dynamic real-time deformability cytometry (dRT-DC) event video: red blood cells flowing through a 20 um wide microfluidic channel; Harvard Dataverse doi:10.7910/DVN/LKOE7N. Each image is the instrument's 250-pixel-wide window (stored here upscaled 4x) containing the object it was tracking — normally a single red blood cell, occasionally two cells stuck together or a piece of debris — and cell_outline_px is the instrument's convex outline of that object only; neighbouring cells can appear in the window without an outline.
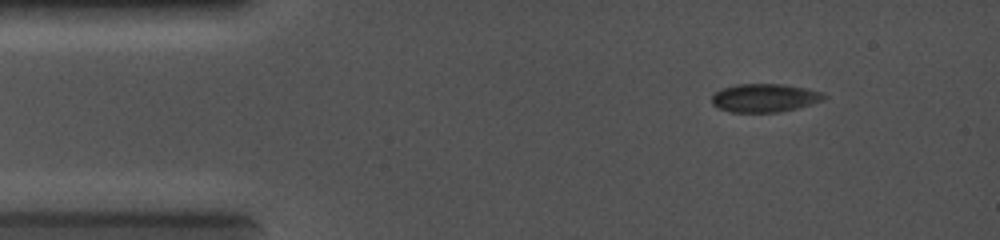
{"species": "common noctule bat (a hibernating species)", "species_latin": "Nyctalus noctula", "temperature_condition": "cold", "stored_images_in_passage": 49, "camera_frame_rate_fps": 5000, "um_per_image_px": 0.085, "animal": {"sex": "female", "body_mass_g": 19.0, "forearm_length_mm": 56.7}, "frame": {"image": 1, "passage_image": 1, "time_ms": 0.0, "image_size_px": [1000, 240], "cell_outline_px": [[828, 96], [824, 100], [796, 108], [780, 112], [728, 112], [712, 104], [712, 96], [716, 92], [724, 88], [736, 84], [784, 84], [808, 88], [820, 92]], "centroid_in_image_um": [65.01, 8.32], "position_along_channel_um": 20.0, "area_um2": 18.5}}
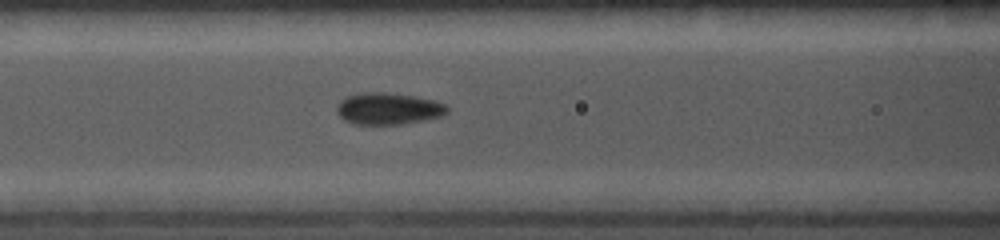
{"frame": {"image": 2, "passage_image": 12, "time_ms": 3.8, "image_size_px": [1000, 240], "cell_outline_px": [[448, 112], [440, 116], [400, 124], [352, 124], [344, 120], [336, 112], [336, 108], [340, 100], [348, 96], [364, 92], [384, 92], [412, 96], [436, 100], [444, 104], [448, 108]], "centroid_in_image_um": [32.96, 9.23], "position_along_channel_um": 133.6, "area_um2": 20.23}}
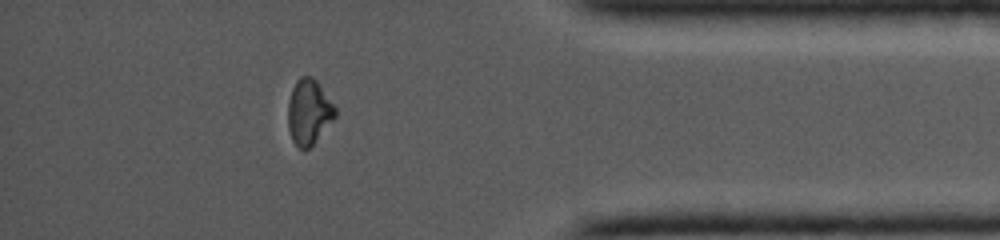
{"frame": {"image": 3, "passage_image": 36, "time_ms": 10.0, "image_size_px": [1000, 240], "cell_outline_px": [[336, 116], [312, 144], [308, 148], [300, 148], [292, 140], [288, 128], [288, 100], [292, 88], [296, 80], [300, 76], [312, 76], [316, 80], [336, 108]], "centroid_in_image_um": [26.23, 9.48], "position_along_channel_um": 409.0, "area_um2": 17.69}}